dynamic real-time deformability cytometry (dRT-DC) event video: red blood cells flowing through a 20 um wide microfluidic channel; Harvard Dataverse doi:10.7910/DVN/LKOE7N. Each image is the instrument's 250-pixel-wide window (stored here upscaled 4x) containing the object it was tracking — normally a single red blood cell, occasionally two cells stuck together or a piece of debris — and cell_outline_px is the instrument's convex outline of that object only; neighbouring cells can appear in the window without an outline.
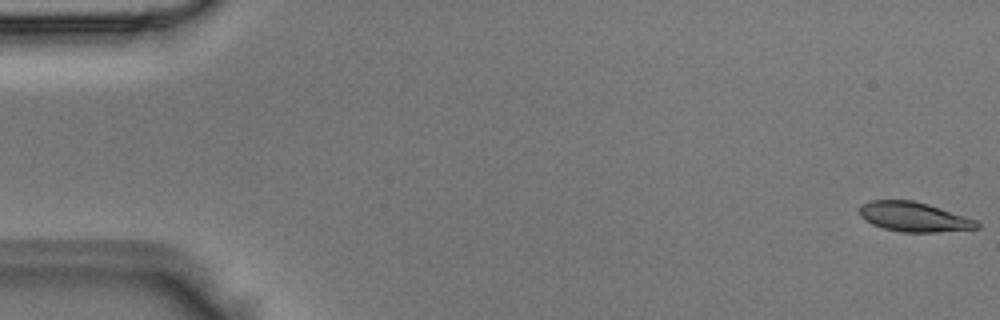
{"species": "Egyptian fruit bat (a non-hibernating species)", "species_latin": "Rousettus aegyptiacus", "temperature_condition": "room temperature", "stored_images_in_passage": 5, "camera_frame_rate_fps": 3000, "um_per_image_px": 0.085, "animal": {"sex": "male"}, "frame": {"image": 1, "passage_image": 1, "time_ms": 0.0, "image_size_px": [1000, 320], "cell_outline_px": [[980, 228], [936, 232], [900, 232], [884, 228], [872, 224], [864, 220], [860, 216], [860, 204], [872, 200], [912, 200], [928, 204], [976, 220], [980, 224]], "centroid_in_image_um": [77.66, 18.43], "position_along_channel_um": 7.3, "area_um2": 20.17}}